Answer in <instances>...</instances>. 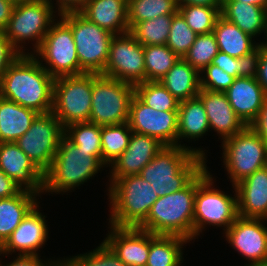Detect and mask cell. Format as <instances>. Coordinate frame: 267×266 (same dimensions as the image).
I'll return each instance as SVG.
<instances>
[{
	"label": "cell",
	"instance_id": "obj_1",
	"mask_svg": "<svg viewBox=\"0 0 267 266\" xmlns=\"http://www.w3.org/2000/svg\"><path fill=\"white\" fill-rule=\"evenodd\" d=\"M35 53L21 54L0 80V97L39 114L52 111L54 78Z\"/></svg>",
	"mask_w": 267,
	"mask_h": 266
},
{
	"label": "cell",
	"instance_id": "obj_2",
	"mask_svg": "<svg viewBox=\"0 0 267 266\" xmlns=\"http://www.w3.org/2000/svg\"><path fill=\"white\" fill-rule=\"evenodd\" d=\"M205 160L201 149L164 146L138 175L162 197L185 188L206 167Z\"/></svg>",
	"mask_w": 267,
	"mask_h": 266
},
{
	"label": "cell",
	"instance_id": "obj_3",
	"mask_svg": "<svg viewBox=\"0 0 267 266\" xmlns=\"http://www.w3.org/2000/svg\"><path fill=\"white\" fill-rule=\"evenodd\" d=\"M197 176L183 189L159 197L138 227L155 235H175L193 240Z\"/></svg>",
	"mask_w": 267,
	"mask_h": 266
},
{
	"label": "cell",
	"instance_id": "obj_4",
	"mask_svg": "<svg viewBox=\"0 0 267 266\" xmlns=\"http://www.w3.org/2000/svg\"><path fill=\"white\" fill-rule=\"evenodd\" d=\"M109 186L112 210L109 222L116 227L138 228L159 198L152 185L140 175L116 179Z\"/></svg>",
	"mask_w": 267,
	"mask_h": 266
},
{
	"label": "cell",
	"instance_id": "obj_5",
	"mask_svg": "<svg viewBox=\"0 0 267 266\" xmlns=\"http://www.w3.org/2000/svg\"><path fill=\"white\" fill-rule=\"evenodd\" d=\"M103 166L63 135L54 160L44 173L43 192H67L89 180Z\"/></svg>",
	"mask_w": 267,
	"mask_h": 266
},
{
	"label": "cell",
	"instance_id": "obj_6",
	"mask_svg": "<svg viewBox=\"0 0 267 266\" xmlns=\"http://www.w3.org/2000/svg\"><path fill=\"white\" fill-rule=\"evenodd\" d=\"M205 167L197 175V190L195 195L193 216V239L202 233L204 225H217L227 230L238 217L237 192L235 197L223 191L211 188L213 178Z\"/></svg>",
	"mask_w": 267,
	"mask_h": 266
},
{
	"label": "cell",
	"instance_id": "obj_7",
	"mask_svg": "<svg viewBox=\"0 0 267 266\" xmlns=\"http://www.w3.org/2000/svg\"><path fill=\"white\" fill-rule=\"evenodd\" d=\"M134 95V85L93 73L89 122L98 126L128 122L130 103Z\"/></svg>",
	"mask_w": 267,
	"mask_h": 266
},
{
	"label": "cell",
	"instance_id": "obj_8",
	"mask_svg": "<svg viewBox=\"0 0 267 266\" xmlns=\"http://www.w3.org/2000/svg\"><path fill=\"white\" fill-rule=\"evenodd\" d=\"M60 16L73 33L80 68L85 73L102 74L114 35L89 21L80 12H70Z\"/></svg>",
	"mask_w": 267,
	"mask_h": 266
},
{
	"label": "cell",
	"instance_id": "obj_9",
	"mask_svg": "<svg viewBox=\"0 0 267 266\" xmlns=\"http://www.w3.org/2000/svg\"><path fill=\"white\" fill-rule=\"evenodd\" d=\"M93 73L58 77L53 85L52 113L63 128L89 122L91 115Z\"/></svg>",
	"mask_w": 267,
	"mask_h": 266
},
{
	"label": "cell",
	"instance_id": "obj_10",
	"mask_svg": "<svg viewBox=\"0 0 267 266\" xmlns=\"http://www.w3.org/2000/svg\"><path fill=\"white\" fill-rule=\"evenodd\" d=\"M222 145L223 162L233 186L267 164V143L251 126L226 138Z\"/></svg>",
	"mask_w": 267,
	"mask_h": 266
},
{
	"label": "cell",
	"instance_id": "obj_11",
	"mask_svg": "<svg viewBox=\"0 0 267 266\" xmlns=\"http://www.w3.org/2000/svg\"><path fill=\"white\" fill-rule=\"evenodd\" d=\"M53 12L55 11L46 0H29L16 4L4 33L21 54L27 53L23 52L20 43L35 40V52L55 21Z\"/></svg>",
	"mask_w": 267,
	"mask_h": 266
},
{
	"label": "cell",
	"instance_id": "obj_12",
	"mask_svg": "<svg viewBox=\"0 0 267 266\" xmlns=\"http://www.w3.org/2000/svg\"><path fill=\"white\" fill-rule=\"evenodd\" d=\"M64 135V128L52 112L38 114L29 130L15 143L44 174L51 166Z\"/></svg>",
	"mask_w": 267,
	"mask_h": 266
},
{
	"label": "cell",
	"instance_id": "obj_13",
	"mask_svg": "<svg viewBox=\"0 0 267 266\" xmlns=\"http://www.w3.org/2000/svg\"><path fill=\"white\" fill-rule=\"evenodd\" d=\"M35 52L48 64L49 67L44 68L54 79L85 73L80 68L71 28L62 19L51 24Z\"/></svg>",
	"mask_w": 267,
	"mask_h": 266
},
{
	"label": "cell",
	"instance_id": "obj_14",
	"mask_svg": "<svg viewBox=\"0 0 267 266\" xmlns=\"http://www.w3.org/2000/svg\"><path fill=\"white\" fill-rule=\"evenodd\" d=\"M102 75L134 86L146 81L144 46L130 32L112 37Z\"/></svg>",
	"mask_w": 267,
	"mask_h": 266
},
{
	"label": "cell",
	"instance_id": "obj_15",
	"mask_svg": "<svg viewBox=\"0 0 267 266\" xmlns=\"http://www.w3.org/2000/svg\"><path fill=\"white\" fill-rule=\"evenodd\" d=\"M128 124L132 132L155 137L165 146H182L177 141L178 111L155 110L134 95Z\"/></svg>",
	"mask_w": 267,
	"mask_h": 266
},
{
	"label": "cell",
	"instance_id": "obj_16",
	"mask_svg": "<svg viewBox=\"0 0 267 266\" xmlns=\"http://www.w3.org/2000/svg\"><path fill=\"white\" fill-rule=\"evenodd\" d=\"M263 220L238 216L225 232L226 240L250 265L267 261V227Z\"/></svg>",
	"mask_w": 267,
	"mask_h": 266
},
{
	"label": "cell",
	"instance_id": "obj_17",
	"mask_svg": "<svg viewBox=\"0 0 267 266\" xmlns=\"http://www.w3.org/2000/svg\"><path fill=\"white\" fill-rule=\"evenodd\" d=\"M0 169L21 190L38 195L43 192L44 174L15 142H0Z\"/></svg>",
	"mask_w": 267,
	"mask_h": 266
},
{
	"label": "cell",
	"instance_id": "obj_18",
	"mask_svg": "<svg viewBox=\"0 0 267 266\" xmlns=\"http://www.w3.org/2000/svg\"><path fill=\"white\" fill-rule=\"evenodd\" d=\"M104 242L126 266H146L150 250V232L136 227H116Z\"/></svg>",
	"mask_w": 267,
	"mask_h": 266
},
{
	"label": "cell",
	"instance_id": "obj_19",
	"mask_svg": "<svg viewBox=\"0 0 267 266\" xmlns=\"http://www.w3.org/2000/svg\"><path fill=\"white\" fill-rule=\"evenodd\" d=\"M157 138L132 132L129 145L111 164V181L138 175L140 171L164 148Z\"/></svg>",
	"mask_w": 267,
	"mask_h": 266
},
{
	"label": "cell",
	"instance_id": "obj_20",
	"mask_svg": "<svg viewBox=\"0 0 267 266\" xmlns=\"http://www.w3.org/2000/svg\"><path fill=\"white\" fill-rule=\"evenodd\" d=\"M36 205L22 220L20 225L11 233L10 237L0 247V254H9L15 250L20 255H38L48 237V229L45 216L37 210Z\"/></svg>",
	"mask_w": 267,
	"mask_h": 266
},
{
	"label": "cell",
	"instance_id": "obj_21",
	"mask_svg": "<svg viewBox=\"0 0 267 266\" xmlns=\"http://www.w3.org/2000/svg\"><path fill=\"white\" fill-rule=\"evenodd\" d=\"M234 112L246 126L258 117L266 99L265 91L256 78L238 77L225 91Z\"/></svg>",
	"mask_w": 267,
	"mask_h": 266
},
{
	"label": "cell",
	"instance_id": "obj_22",
	"mask_svg": "<svg viewBox=\"0 0 267 266\" xmlns=\"http://www.w3.org/2000/svg\"><path fill=\"white\" fill-rule=\"evenodd\" d=\"M237 192L238 216L267 220V166L233 186Z\"/></svg>",
	"mask_w": 267,
	"mask_h": 266
},
{
	"label": "cell",
	"instance_id": "obj_23",
	"mask_svg": "<svg viewBox=\"0 0 267 266\" xmlns=\"http://www.w3.org/2000/svg\"><path fill=\"white\" fill-rule=\"evenodd\" d=\"M197 96L205 107L210 129L217 131L223 140L234 136L246 127L234 112L225 92L200 89Z\"/></svg>",
	"mask_w": 267,
	"mask_h": 266
},
{
	"label": "cell",
	"instance_id": "obj_24",
	"mask_svg": "<svg viewBox=\"0 0 267 266\" xmlns=\"http://www.w3.org/2000/svg\"><path fill=\"white\" fill-rule=\"evenodd\" d=\"M128 0H90L80 13L100 28L120 35L129 32Z\"/></svg>",
	"mask_w": 267,
	"mask_h": 266
},
{
	"label": "cell",
	"instance_id": "obj_25",
	"mask_svg": "<svg viewBox=\"0 0 267 266\" xmlns=\"http://www.w3.org/2000/svg\"><path fill=\"white\" fill-rule=\"evenodd\" d=\"M220 15L251 37L266 31L267 9L240 1H222Z\"/></svg>",
	"mask_w": 267,
	"mask_h": 266
},
{
	"label": "cell",
	"instance_id": "obj_26",
	"mask_svg": "<svg viewBox=\"0 0 267 266\" xmlns=\"http://www.w3.org/2000/svg\"><path fill=\"white\" fill-rule=\"evenodd\" d=\"M37 194L21 190L13 197L0 199V247L37 205Z\"/></svg>",
	"mask_w": 267,
	"mask_h": 266
},
{
	"label": "cell",
	"instance_id": "obj_27",
	"mask_svg": "<svg viewBox=\"0 0 267 266\" xmlns=\"http://www.w3.org/2000/svg\"><path fill=\"white\" fill-rule=\"evenodd\" d=\"M38 114L0 97V142H15L29 130Z\"/></svg>",
	"mask_w": 267,
	"mask_h": 266
},
{
	"label": "cell",
	"instance_id": "obj_28",
	"mask_svg": "<svg viewBox=\"0 0 267 266\" xmlns=\"http://www.w3.org/2000/svg\"><path fill=\"white\" fill-rule=\"evenodd\" d=\"M200 72L183 58L159 81L179 101L197 97L200 90Z\"/></svg>",
	"mask_w": 267,
	"mask_h": 266
},
{
	"label": "cell",
	"instance_id": "obj_29",
	"mask_svg": "<svg viewBox=\"0 0 267 266\" xmlns=\"http://www.w3.org/2000/svg\"><path fill=\"white\" fill-rule=\"evenodd\" d=\"M213 33L219 51L235 58L242 57L258 45L253 43V37L244 33L239 27L227 21L221 15L215 22Z\"/></svg>",
	"mask_w": 267,
	"mask_h": 266
},
{
	"label": "cell",
	"instance_id": "obj_30",
	"mask_svg": "<svg viewBox=\"0 0 267 266\" xmlns=\"http://www.w3.org/2000/svg\"><path fill=\"white\" fill-rule=\"evenodd\" d=\"M209 129L205 107L198 96L179 102L177 140L197 139Z\"/></svg>",
	"mask_w": 267,
	"mask_h": 266
},
{
	"label": "cell",
	"instance_id": "obj_31",
	"mask_svg": "<svg viewBox=\"0 0 267 266\" xmlns=\"http://www.w3.org/2000/svg\"><path fill=\"white\" fill-rule=\"evenodd\" d=\"M186 242L189 241L184 237L155 235L150 232V250L146 266H180L183 261L181 248Z\"/></svg>",
	"mask_w": 267,
	"mask_h": 266
},
{
	"label": "cell",
	"instance_id": "obj_32",
	"mask_svg": "<svg viewBox=\"0 0 267 266\" xmlns=\"http://www.w3.org/2000/svg\"><path fill=\"white\" fill-rule=\"evenodd\" d=\"M132 130L128 122L101 126L102 164L110 166L129 145Z\"/></svg>",
	"mask_w": 267,
	"mask_h": 266
},
{
	"label": "cell",
	"instance_id": "obj_33",
	"mask_svg": "<svg viewBox=\"0 0 267 266\" xmlns=\"http://www.w3.org/2000/svg\"><path fill=\"white\" fill-rule=\"evenodd\" d=\"M64 135L102 163L101 126L90 122L74 123L64 128Z\"/></svg>",
	"mask_w": 267,
	"mask_h": 266
},
{
	"label": "cell",
	"instance_id": "obj_34",
	"mask_svg": "<svg viewBox=\"0 0 267 266\" xmlns=\"http://www.w3.org/2000/svg\"><path fill=\"white\" fill-rule=\"evenodd\" d=\"M127 6L130 30L139 22L178 11L177 0H128Z\"/></svg>",
	"mask_w": 267,
	"mask_h": 266
},
{
	"label": "cell",
	"instance_id": "obj_35",
	"mask_svg": "<svg viewBox=\"0 0 267 266\" xmlns=\"http://www.w3.org/2000/svg\"><path fill=\"white\" fill-rule=\"evenodd\" d=\"M173 14H164L154 19L137 23L129 32L143 46L166 45Z\"/></svg>",
	"mask_w": 267,
	"mask_h": 266
},
{
	"label": "cell",
	"instance_id": "obj_36",
	"mask_svg": "<svg viewBox=\"0 0 267 266\" xmlns=\"http://www.w3.org/2000/svg\"><path fill=\"white\" fill-rule=\"evenodd\" d=\"M178 59L167 45L144 46L146 81H160Z\"/></svg>",
	"mask_w": 267,
	"mask_h": 266
},
{
	"label": "cell",
	"instance_id": "obj_37",
	"mask_svg": "<svg viewBox=\"0 0 267 266\" xmlns=\"http://www.w3.org/2000/svg\"><path fill=\"white\" fill-rule=\"evenodd\" d=\"M134 87L135 95L147 106L159 111H178L180 101L159 81H145Z\"/></svg>",
	"mask_w": 267,
	"mask_h": 266
},
{
	"label": "cell",
	"instance_id": "obj_38",
	"mask_svg": "<svg viewBox=\"0 0 267 266\" xmlns=\"http://www.w3.org/2000/svg\"><path fill=\"white\" fill-rule=\"evenodd\" d=\"M178 11L186 20L187 25L197 35H200L213 32L221 7L178 4Z\"/></svg>",
	"mask_w": 267,
	"mask_h": 266
},
{
	"label": "cell",
	"instance_id": "obj_39",
	"mask_svg": "<svg viewBox=\"0 0 267 266\" xmlns=\"http://www.w3.org/2000/svg\"><path fill=\"white\" fill-rule=\"evenodd\" d=\"M218 52L215 35L210 32L197 35L195 42L183 59L200 72L212 63Z\"/></svg>",
	"mask_w": 267,
	"mask_h": 266
},
{
	"label": "cell",
	"instance_id": "obj_40",
	"mask_svg": "<svg viewBox=\"0 0 267 266\" xmlns=\"http://www.w3.org/2000/svg\"><path fill=\"white\" fill-rule=\"evenodd\" d=\"M197 34L187 25L186 20L179 11L172 15L167 46L179 57L184 58Z\"/></svg>",
	"mask_w": 267,
	"mask_h": 266
},
{
	"label": "cell",
	"instance_id": "obj_41",
	"mask_svg": "<svg viewBox=\"0 0 267 266\" xmlns=\"http://www.w3.org/2000/svg\"><path fill=\"white\" fill-rule=\"evenodd\" d=\"M63 266H126L103 241L93 252L64 260Z\"/></svg>",
	"mask_w": 267,
	"mask_h": 266
},
{
	"label": "cell",
	"instance_id": "obj_42",
	"mask_svg": "<svg viewBox=\"0 0 267 266\" xmlns=\"http://www.w3.org/2000/svg\"><path fill=\"white\" fill-rule=\"evenodd\" d=\"M200 72L206 73L204 77H200V89L203 90L225 92L235 80V77L213 64L206 66Z\"/></svg>",
	"mask_w": 267,
	"mask_h": 266
},
{
	"label": "cell",
	"instance_id": "obj_43",
	"mask_svg": "<svg viewBox=\"0 0 267 266\" xmlns=\"http://www.w3.org/2000/svg\"><path fill=\"white\" fill-rule=\"evenodd\" d=\"M20 55L21 53L13 46L5 33L0 32V80Z\"/></svg>",
	"mask_w": 267,
	"mask_h": 266
},
{
	"label": "cell",
	"instance_id": "obj_44",
	"mask_svg": "<svg viewBox=\"0 0 267 266\" xmlns=\"http://www.w3.org/2000/svg\"><path fill=\"white\" fill-rule=\"evenodd\" d=\"M261 50L262 47L258 44L252 51L238 58L239 77H257L258 61Z\"/></svg>",
	"mask_w": 267,
	"mask_h": 266
},
{
	"label": "cell",
	"instance_id": "obj_45",
	"mask_svg": "<svg viewBox=\"0 0 267 266\" xmlns=\"http://www.w3.org/2000/svg\"><path fill=\"white\" fill-rule=\"evenodd\" d=\"M213 65L222 68L224 72H227L231 76L238 78L239 77V61L238 58L232 57L224 52H218L217 55L213 58Z\"/></svg>",
	"mask_w": 267,
	"mask_h": 266
},
{
	"label": "cell",
	"instance_id": "obj_46",
	"mask_svg": "<svg viewBox=\"0 0 267 266\" xmlns=\"http://www.w3.org/2000/svg\"><path fill=\"white\" fill-rule=\"evenodd\" d=\"M63 260L59 261H51L49 264L43 263L41 259H39L38 255H20L17 256V259H15L13 262H10L7 264V266H63ZM0 266H2L0 264ZM4 266V265H3ZM6 266V265H5Z\"/></svg>",
	"mask_w": 267,
	"mask_h": 266
},
{
	"label": "cell",
	"instance_id": "obj_47",
	"mask_svg": "<svg viewBox=\"0 0 267 266\" xmlns=\"http://www.w3.org/2000/svg\"><path fill=\"white\" fill-rule=\"evenodd\" d=\"M251 128L267 143V97Z\"/></svg>",
	"mask_w": 267,
	"mask_h": 266
},
{
	"label": "cell",
	"instance_id": "obj_48",
	"mask_svg": "<svg viewBox=\"0 0 267 266\" xmlns=\"http://www.w3.org/2000/svg\"><path fill=\"white\" fill-rule=\"evenodd\" d=\"M20 191L21 189L13 181V179L5 175L3 171L0 169V199L13 197L17 195Z\"/></svg>",
	"mask_w": 267,
	"mask_h": 266
},
{
	"label": "cell",
	"instance_id": "obj_49",
	"mask_svg": "<svg viewBox=\"0 0 267 266\" xmlns=\"http://www.w3.org/2000/svg\"><path fill=\"white\" fill-rule=\"evenodd\" d=\"M51 7L52 6V0H46ZM90 0H58V16L65 14V13H70V12H80L84 6L86 5L87 2Z\"/></svg>",
	"mask_w": 267,
	"mask_h": 266
},
{
	"label": "cell",
	"instance_id": "obj_50",
	"mask_svg": "<svg viewBox=\"0 0 267 266\" xmlns=\"http://www.w3.org/2000/svg\"><path fill=\"white\" fill-rule=\"evenodd\" d=\"M257 81L267 96V52L261 50L258 61Z\"/></svg>",
	"mask_w": 267,
	"mask_h": 266
},
{
	"label": "cell",
	"instance_id": "obj_51",
	"mask_svg": "<svg viewBox=\"0 0 267 266\" xmlns=\"http://www.w3.org/2000/svg\"><path fill=\"white\" fill-rule=\"evenodd\" d=\"M15 5L6 0H0V32H4L12 16Z\"/></svg>",
	"mask_w": 267,
	"mask_h": 266
},
{
	"label": "cell",
	"instance_id": "obj_52",
	"mask_svg": "<svg viewBox=\"0 0 267 266\" xmlns=\"http://www.w3.org/2000/svg\"><path fill=\"white\" fill-rule=\"evenodd\" d=\"M178 4L222 7V0H177Z\"/></svg>",
	"mask_w": 267,
	"mask_h": 266
},
{
	"label": "cell",
	"instance_id": "obj_53",
	"mask_svg": "<svg viewBox=\"0 0 267 266\" xmlns=\"http://www.w3.org/2000/svg\"><path fill=\"white\" fill-rule=\"evenodd\" d=\"M222 1H240L245 4H253L267 9V0H222Z\"/></svg>",
	"mask_w": 267,
	"mask_h": 266
},
{
	"label": "cell",
	"instance_id": "obj_54",
	"mask_svg": "<svg viewBox=\"0 0 267 266\" xmlns=\"http://www.w3.org/2000/svg\"><path fill=\"white\" fill-rule=\"evenodd\" d=\"M264 33H266V36H267V28H266V31ZM260 45L262 47V50L267 52V42L265 44L262 42Z\"/></svg>",
	"mask_w": 267,
	"mask_h": 266
},
{
	"label": "cell",
	"instance_id": "obj_55",
	"mask_svg": "<svg viewBox=\"0 0 267 266\" xmlns=\"http://www.w3.org/2000/svg\"><path fill=\"white\" fill-rule=\"evenodd\" d=\"M6 1H9V2L13 3L14 5H16V4H19L21 2H26V1H29V0H6Z\"/></svg>",
	"mask_w": 267,
	"mask_h": 266
},
{
	"label": "cell",
	"instance_id": "obj_56",
	"mask_svg": "<svg viewBox=\"0 0 267 266\" xmlns=\"http://www.w3.org/2000/svg\"><path fill=\"white\" fill-rule=\"evenodd\" d=\"M245 266H267V261L266 262H261V263H258V264H252V265L247 264Z\"/></svg>",
	"mask_w": 267,
	"mask_h": 266
}]
</instances>
